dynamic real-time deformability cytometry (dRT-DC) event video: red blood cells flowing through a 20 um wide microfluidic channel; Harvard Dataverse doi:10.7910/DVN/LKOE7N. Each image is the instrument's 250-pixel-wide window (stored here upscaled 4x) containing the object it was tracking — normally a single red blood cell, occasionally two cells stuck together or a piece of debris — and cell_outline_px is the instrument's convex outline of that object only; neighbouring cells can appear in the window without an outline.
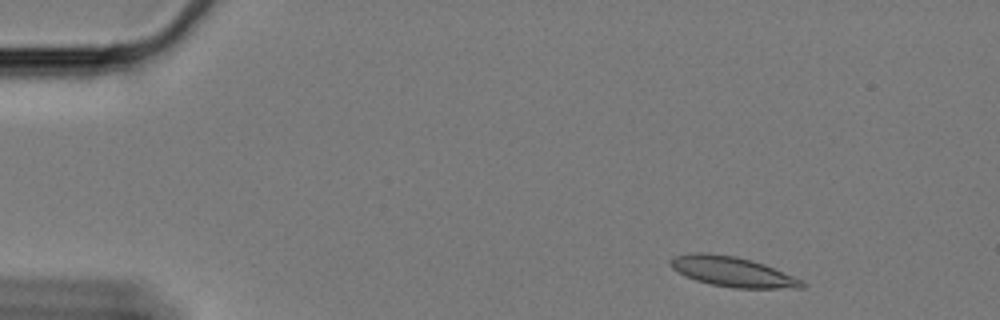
{"species": "Egyptian fruit bat (a non-hibernating species)", "species_latin": "Rousettus aegyptiacus", "temperature_condition": "cold", "stored_images_in_passage": 57, "camera_frame_rate_fps": 3000, "um_per_image_px": 0.085, "animal": {"sex": "female"}, "frame": {"image": 1, "passage_image": 4, "time_ms": 1.0, "image_size_px": [1000, 320], "cell_outline_px": [[808, 284], [804, 288], [732, 288], [712, 284], [696, 280], [672, 268], [668, 264], [668, 260], [676, 256], [692, 252], [704, 252], [736, 256], [752, 260], [764, 264], [800, 280]], "centroid_in_image_um": [62.24, 23.08], "position_along_channel_um": 22.8, "area_um2": 22.77}}
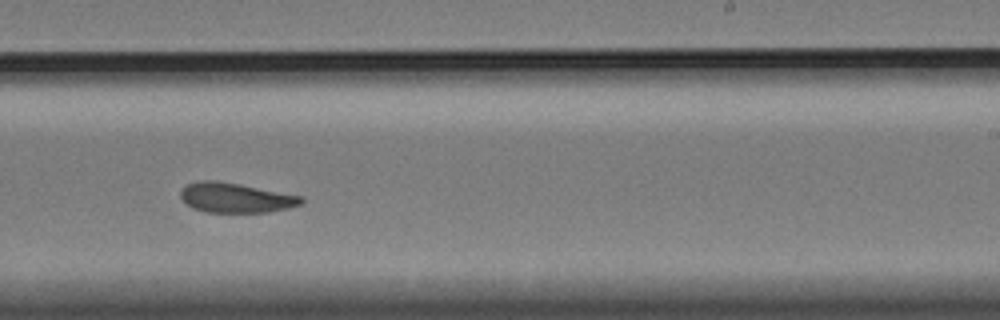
{"frame": {"image": 2, "passage_image": 34, "time_ms": 11.0, "image_size_px": [1000, 320], "cell_outline_px": [[304, 200], [300, 204], [288, 208], [268, 212], [208, 212], [192, 208], [180, 196], [180, 188], [196, 180], [216, 180], [240, 184], [304, 196]], "centroid_in_image_um": [20.03, 16.79], "position_along_channel_um": 269.0, "area_um2": 21.04}}
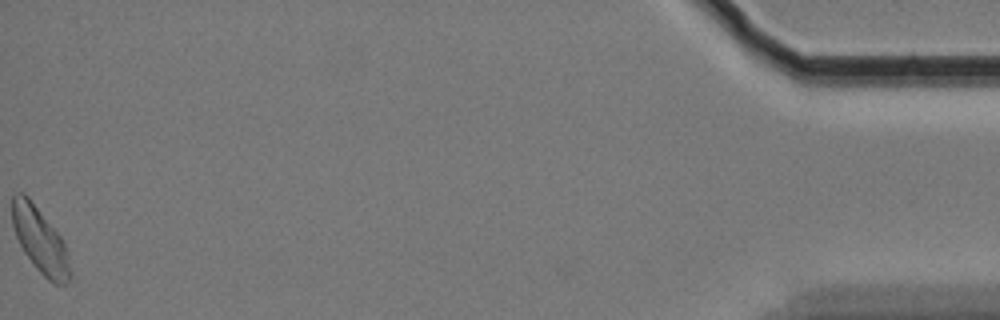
{"frame": {"image": 3, "passage_image": 57, "time_ms": 18.667, "image_size_px": [1000, 320], "cell_outline_px": [[72, 276], [64, 284], [52, 284], [36, 268], [24, 252], [16, 236], [12, 224], [12, 196], [20, 192], [24, 192], [28, 196], [60, 236], [64, 244], [72, 272]], "centroid_in_image_um": [3.4, 20.44], "position_along_channel_um": 431.8, "area_um2": 21.85}, "authors_computed_cell_mechanics": {"area_um2": 21.7328, "velocity_mm_per_s": 3.3092, "shape_relaxation_time_tau1_ms": 8.9241, "shape_relaxation_time_tau2_ms": 4.4463, "deformation_change_tau1": 0.1416, "deformation_change_tau2": 0.085}}